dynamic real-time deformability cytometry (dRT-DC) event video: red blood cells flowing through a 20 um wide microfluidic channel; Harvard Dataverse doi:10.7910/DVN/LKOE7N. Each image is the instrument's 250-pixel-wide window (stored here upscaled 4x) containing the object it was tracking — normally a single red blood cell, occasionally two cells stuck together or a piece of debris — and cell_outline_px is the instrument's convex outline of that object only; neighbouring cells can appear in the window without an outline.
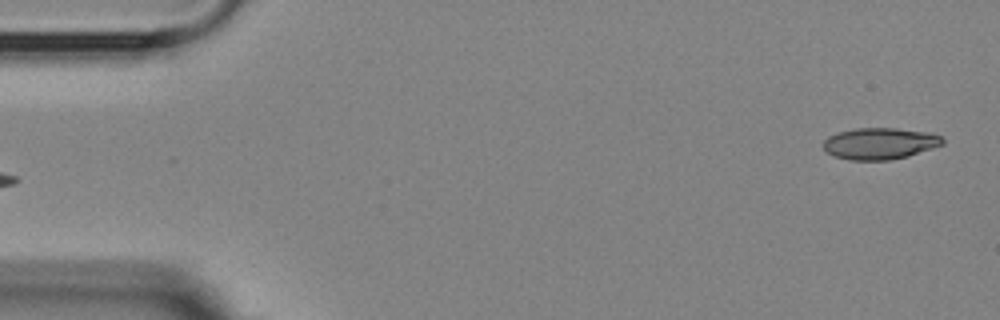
{"species": "Egyptian fruit bat (a non-hibernating species)", "species_latin": "Rousettus aegyptiacus", "temperature_condition": "room temperature", "stored_images_in_passage": 5, "segment_of_instrument_passage": [2, 2], "camera_frame_rate_fps": 3000, "um_per_image_px": 0.085, "animal": {"sex": "female"}, "frame": {"image": 1, "passage_image": 5, "time_ms": 4.667, "image_size_px": [1000, 320], "cell_outline_px": [[944, 144], [908, 156], [888, 160], [852, 160], [832, 156], [824, 148], [824, 140], [828, 136], [840, 132], [856, 128], [896, 128], [928, 132], [940, 136], [944, 140]], "centroid_in_image_um": [74.79, 12.2], "position_along_channel_um": 10.2, "area_um2": 21.79}}